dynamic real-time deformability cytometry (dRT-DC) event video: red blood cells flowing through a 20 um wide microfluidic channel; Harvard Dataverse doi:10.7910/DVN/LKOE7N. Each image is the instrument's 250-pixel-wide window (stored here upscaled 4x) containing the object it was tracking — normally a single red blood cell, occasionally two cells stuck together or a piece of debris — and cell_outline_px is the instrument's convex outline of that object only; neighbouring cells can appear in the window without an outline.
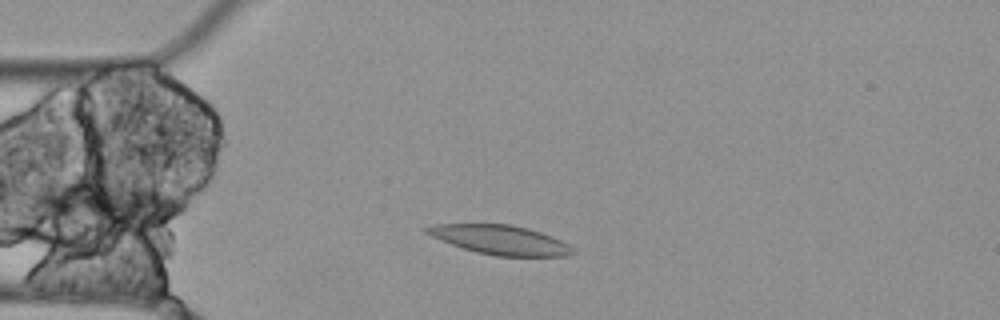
{"species": "Egyptian fruit bat (a non-hibernating species)", "species_latin": "Rousettus aegyptiacus", "temperature_condition": "cold", "stored_images_in_passage": 6, "camera_frame_rate_fps": 3000, "um_per_image_px": 0.085, "animal": {"sex": "female"}, "frame": {"image": 1, "passage_image": 1, "time_ms": 0.0, "image_size_px": [1000, 320], "cell_outline_px": [[576, 252], [568, 256], [496, 256], [476, 252], [452, 244], [432, 236], [424, 232], [424, 228], [436, 224], [512, 224], [528, 228], [552, 236], [568, 244]], "centroid_in_image_um": [42.55, 20.38], "position_along_channel_um": 42.5, "area_um2": 24.74}}